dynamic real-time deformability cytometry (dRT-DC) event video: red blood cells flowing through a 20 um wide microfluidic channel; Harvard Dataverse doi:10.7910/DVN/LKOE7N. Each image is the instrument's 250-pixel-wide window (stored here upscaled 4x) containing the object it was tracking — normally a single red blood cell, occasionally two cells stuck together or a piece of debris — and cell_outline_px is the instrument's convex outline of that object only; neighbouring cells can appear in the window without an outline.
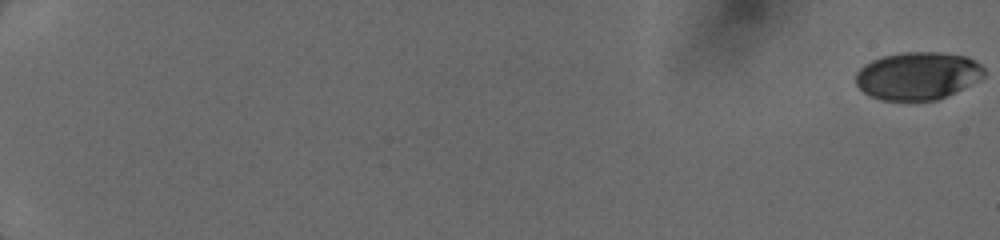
{"species": "human", "species_latin": "Homo sapiens", "temperature_condition": "cold", "stored_images_in_passage": 12, "camera_frame_rate_fps": 3000, "um_per_image_px": 0.085, "donor": {"sex": "female"}, "frame": {"image": 1, "passage_image": 1, "time_ms": 0.0, "image_size_px": [1000, 240], "cell_outline_px": [[984, 76], [936, 100], [880, 100], [864, 92], [856, 84], [856, 72], [864, 64], [872, 60], [884, 56], [904, 52], [940, 52], [968, 56], [976, 60], [984, 68]], "centroid_in_image_um": [77.98, 6.42], "position_along_channel_um": 7.0, "area_um2": 35.32}}
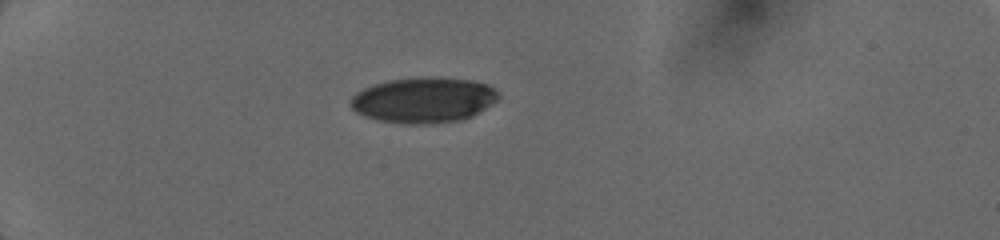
{"frame": {"image": 2, "passage_image": 9, "time_ms": 5.667, "image_size_px": [1000, 240], "cell_outline_px": [[500, 96], [496, 100], [472, 116], [460, 120], [432, 124], [404, 124], [376, 120], [364, 116], [356, 112], [348, 104], [348, 100], [356, 92], [372, 84], [388, 80], [420, 76], [440, 76], [472, 80], [488, 84]], "centroid_in_image_um": [35.95, 8.49], "position_along_channel_um": 49.1, "area_um2": 39.77}}
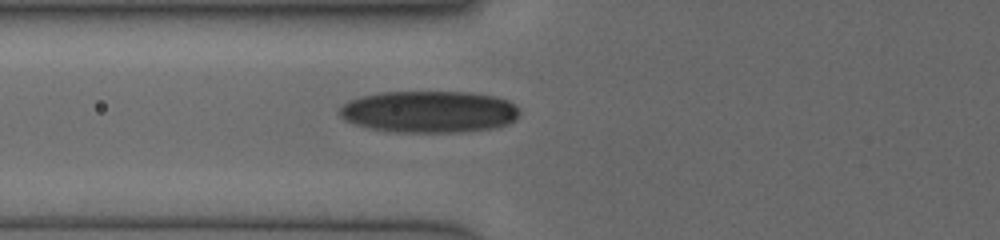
{"frame": {"image": 3, "passage_image": 12, "time_ms": 7.667, "image_size_px": [1000, 240], "cell_outline_px": [[520, 116], [516, 120], [508, 124], [496, 128], [464, 132], [396, 132], [368, 128], [344, 120], [340, 116], [340, 108], [348, 100], [364, 96], [384, 92], [472, 92], [492, 96], [508, 100], [520, 108]], "centroid_in_image_um": [36.53, 9.51], "position_along_channel_um": 89.3, "area_um2": 44.16}}